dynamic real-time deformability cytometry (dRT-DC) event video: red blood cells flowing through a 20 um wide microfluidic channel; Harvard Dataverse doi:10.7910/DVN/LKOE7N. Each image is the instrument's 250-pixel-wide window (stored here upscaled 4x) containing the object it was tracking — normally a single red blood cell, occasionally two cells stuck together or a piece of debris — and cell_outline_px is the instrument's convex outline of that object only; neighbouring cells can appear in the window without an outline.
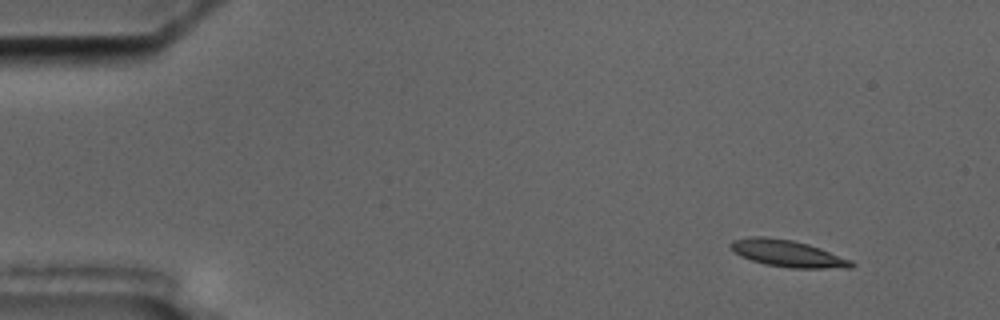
{"species": "common noctule bat (a hibernating species)", "species_latin": "Nyctalus noctula", "temperature_condition": "cold", "stored_images_in_passage": 10, "camera_frame_rate_fps": 3000, "um_per_image_px": 0.085, "animal": {"sex": "male", "body_mass_g": 17.5, "forearm_length_mm": 52.3}, "frame": {"image": 1, "passage_image": 1, "time_ms": 0.0, "image_size_px": [1000, 320], "cell_outline_px": [[856, 264], [852, 268], [788, 268], [764, 264], [740, 256], [728, 244], [732, 240], [748, 236], [764, 236], [792, 240], [808, 244], [820, 248], [852, 260]], "centroid_in_image_um": [66.95, 21.54], "position_along_channel_um": 18.0, "area_um2": 18.96}}
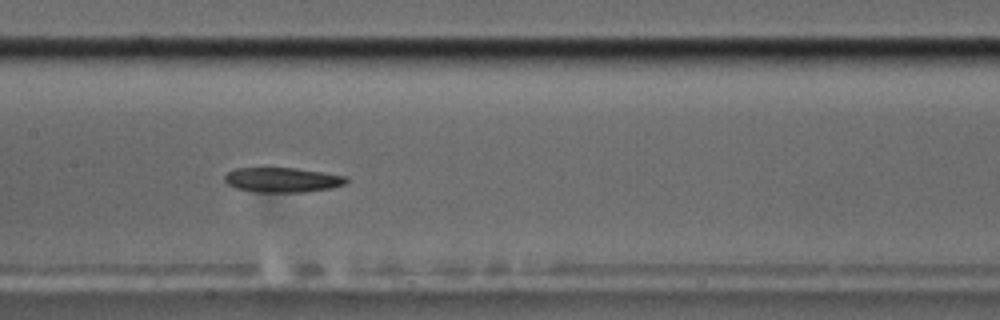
{"frame": {"image": 2, "passage_image": 7, "time_ms": 7.667, "image_size_px": [1000, 320], "cell_outline_px": [[348, 180], [344, 184], [328, 188], [304, 192], [256, 192], [236, 188], [228, 184], [224, 180], [224, 176], [228, 172], [236, 168], [296, 168], [348, 176]], "centroid_in_image_um": [23.99, 15.28], "position_along_channel_um": 183.4, "area_um2": 17.46}}
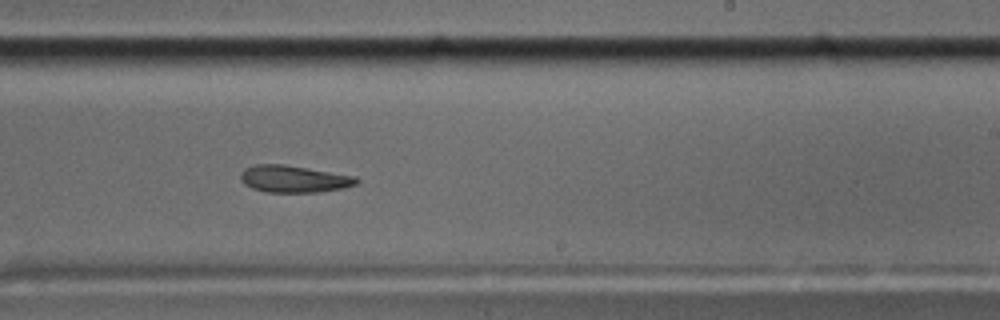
{"frame": {"image": 3, "passage_image": 9, "time_ms": 10.0, "image_size_px": [1000, 320], "cell_outline_px": [[360, 180], [356, 184], [340, 188], [316, 192], [264, 192], [252, 188], [244, 184], [240, 180], [240, 172], [244, 168], [256, 164], [284, 164], [356, 176]], "centroid_in_image_um": [24.93, 15.2], "position_along_channel_um": 264.1, "area_um2": 18.26}}